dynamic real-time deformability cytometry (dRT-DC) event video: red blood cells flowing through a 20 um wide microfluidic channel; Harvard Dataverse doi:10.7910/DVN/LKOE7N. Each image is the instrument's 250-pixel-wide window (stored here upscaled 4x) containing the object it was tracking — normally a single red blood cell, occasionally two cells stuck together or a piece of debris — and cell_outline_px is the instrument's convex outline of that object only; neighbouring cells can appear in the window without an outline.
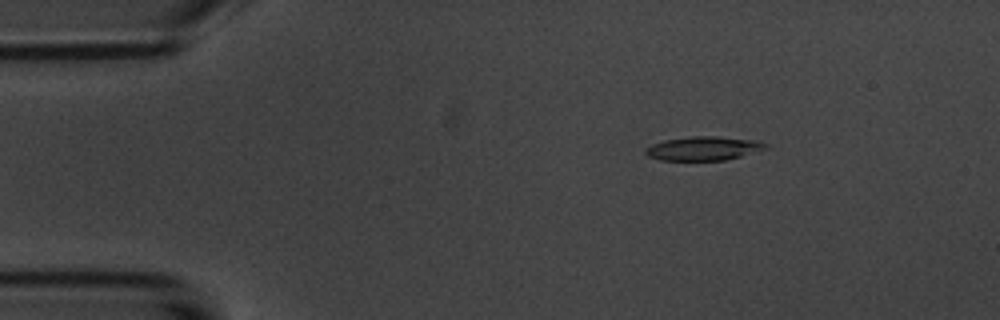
{"species": "common noctule bat (a hibernating species)", "species_latin": "Nyctalus noctula", "temperature_condition": "room temperature", "stored_images_in_passage": 4, "camera_frame_rate_fps": 3000, "um_per_image_px": 0.085, "animal": {"sex": "male", "body_mass_g": 20.1, "forearm_length_mm": 53.5}, "frame": {"image": 1, "passage_image": 2, "time_ms": 0.667, "image_size_px": [1000, 320], "cell_outline_px": [[768, 148], [740, 156], [724, 160], [660, 160], [648, 156], [644, 152], [644, 148], [652, 144], [664, 140], [692, 136], [716, 136], [756, 140], [768, 144]], "centroid_in_image_um": [59.77, 12.61], "position_along_channel_um": 25.2, "area_um2": 16.7}}
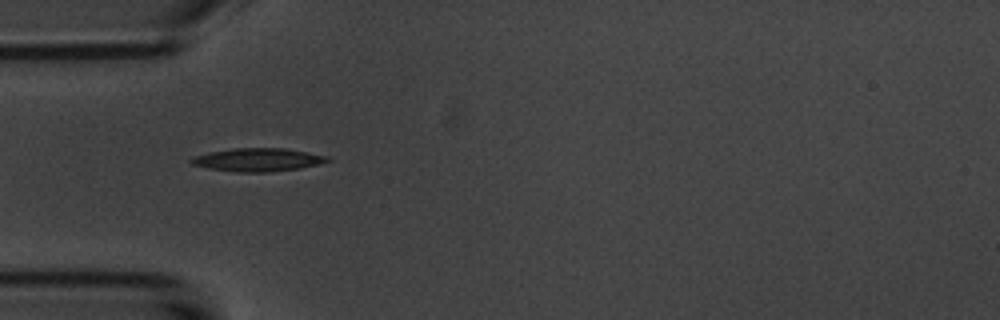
{"frame": {"image": 2, "passage_image": 4, "time_ms": 3.333, "image_size_px": [1000, 320], "cell_outline_px": [[332, 160], [320, 164], [300, 168], [268, 172], [240, 172], [208, 168], [192, 164], [188, 160], [192, 156], [208, 152], [232, 148], [284, 148], [308, 152], [328, 156]], "centroid_in_image_um": [21.91, 13.57], "position_along_channel_um": 63.1, "area_um2": 18.5}}